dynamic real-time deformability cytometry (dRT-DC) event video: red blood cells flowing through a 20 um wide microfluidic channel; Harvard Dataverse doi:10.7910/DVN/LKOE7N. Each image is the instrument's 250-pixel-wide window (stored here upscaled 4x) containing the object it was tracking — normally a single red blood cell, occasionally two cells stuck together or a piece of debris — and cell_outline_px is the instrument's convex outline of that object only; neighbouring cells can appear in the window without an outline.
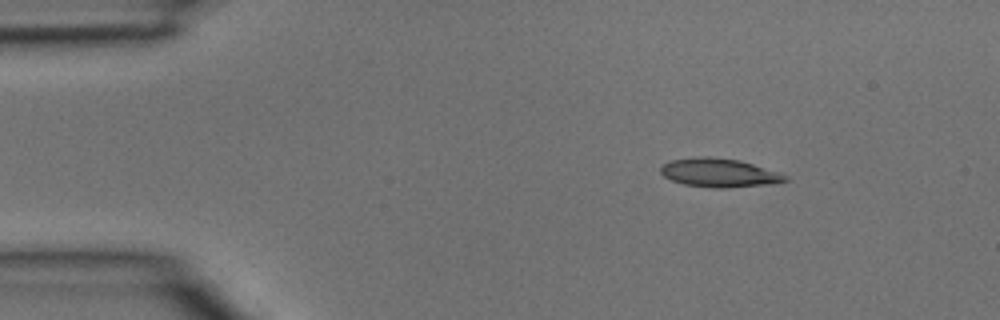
{"species": "common noctule bat (a hibernating species)", "species_latin": "Nyctalus noctula", "temperature_condition": "room temperature", "stored_images_in_passage": 3, "camera_frame_rate_fps": 3000, "um_per_image_px": 0.085, "animal": {"sex": "male", "body_mass_g": 15.6}, "frame": {"image": 1, "passage_image": 1, "time_ms": 0.0, "image_size_px": [1000, 320], "cell_outline_px": [[788, 180], [772, 184], [728, 188], [712, 188], [684, 184], [672, 180], [664, 176], [660, 172], [660, 168], [664, 164], [672, 160], [700, 156], [708, 156], [740, 160], [780, 172], [788, 176]], "centroid_in_image_um": [61.17, 14.69], "position_along_channel_um": 23.8, "area_um2": 20.92}}
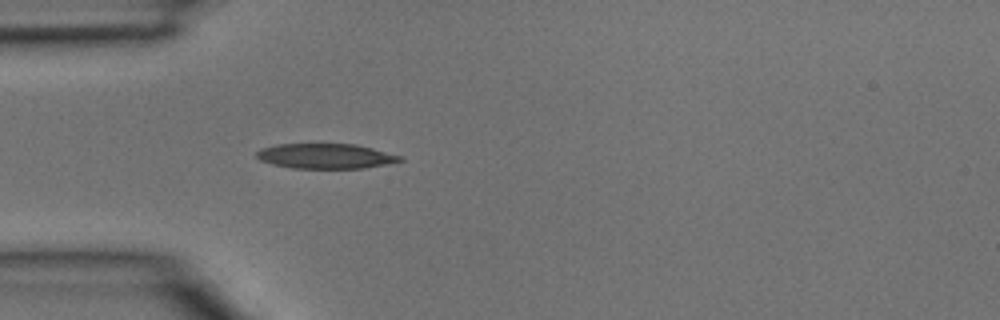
{"frame": {"image": 2, "passage_image": 3, "time_ms": 0.667, "image_size_px": [1000, 320], "cell_outline_px": [[404, 160], [364, 168], [292, 168], [272, 164], [260, 160], [256, 156], [256, 152], [264, 148], [276, 144], [356, 144], [404, 156]], "centroid_in_image_um": [27.7, 13.26], "position_along_channel_um": 57.3, "area_um2": 20.81}}